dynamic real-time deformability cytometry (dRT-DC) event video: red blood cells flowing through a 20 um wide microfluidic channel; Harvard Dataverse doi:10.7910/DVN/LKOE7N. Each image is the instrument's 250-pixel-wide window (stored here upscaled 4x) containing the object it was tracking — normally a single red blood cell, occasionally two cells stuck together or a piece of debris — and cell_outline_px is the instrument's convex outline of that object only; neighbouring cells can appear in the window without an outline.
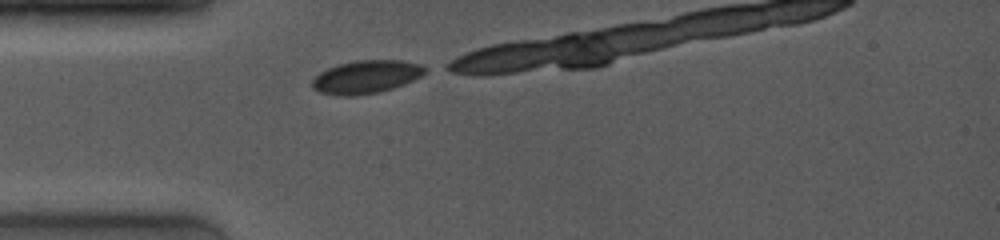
{"species": "common noctule bat (a hibernating species)", "species_latin": "Nyctalus noctula", "temperature_condition": "room temperature", "stored_images_in_passage": 6, "camera_frame_rate_fps": 4000, "um_per_image_px": 0.085, "animal": {"sex": "female", "body_mass_g": 19.0, "forearm_length_mm": 53.3}, "frame": {"image": 1, "passage_image": 1, "time_ms": 0.0, "image_size_px": [1000, 240], "cell_outline_px": [[428, 72], [404, 84], [380, 92], [356, 96], [340, 96], [320, 92], [312, 88], [312, 80], [320, 72], [328, 68], [340, 64], [356, 60], [404, 60], [420, 64], [428, 68]], "centroid_in_image_um": [31.15, 6.53], "position_along_channel_um": 53.9, "area_um2": 21.85}}